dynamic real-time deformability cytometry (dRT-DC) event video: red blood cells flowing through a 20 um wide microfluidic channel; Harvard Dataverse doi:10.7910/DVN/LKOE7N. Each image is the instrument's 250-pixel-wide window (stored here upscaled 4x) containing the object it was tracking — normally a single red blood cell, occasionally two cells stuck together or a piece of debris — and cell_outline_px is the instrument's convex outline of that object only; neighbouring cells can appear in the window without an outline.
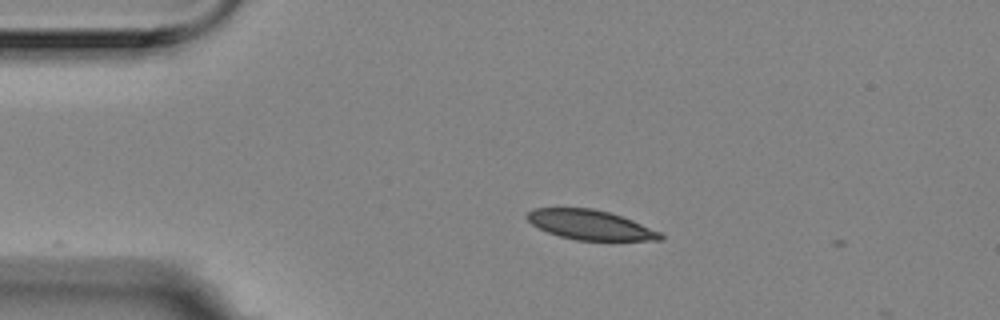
{"species": "Egyptian fruit bat (a non-hibernating species)", "species_latin": "Rousettus aegyptiacus", "temperature_condition": "room temperature", "stored_images_in_passage": 15, "camera_frame_rate_fps": 3000, "um_per_image_px": 0.085, "animal": {"sex": "female"}, "frame": {"image": 1, "passage_image": 1, "time_ms": 0.0, "image_size_px": [1000, 320], "cell_outline_px": [[664, 240], [576, 240], [560, 236], [548, 232], [532, 224], [524, 216], [528, 212], [536, 208], [592, 208], [608, 212], [632, 220], [660, 232], [664, 236]], "centroid_in_image_um": [50.16, 19.11], "position_along_channel_um": 34.8, "area_um2": 22.77}}
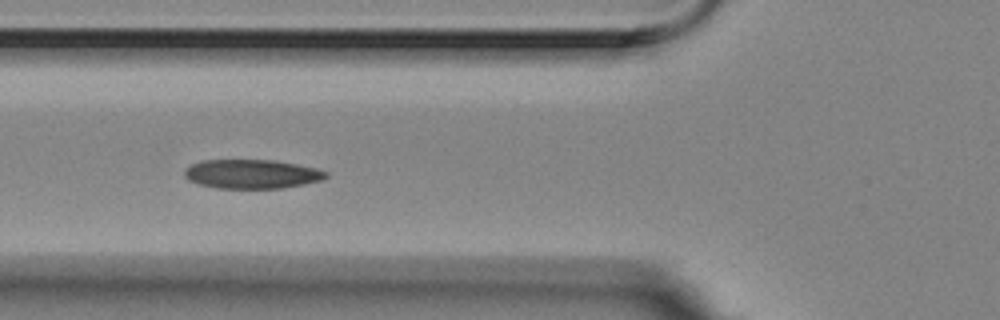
{"frame": {"image": 2, "passage_image": 10, "time_ms": 3.0, "image_size_px": [1000, 320], "cell_outline_px": [[328, 176], [320, 180], [304, 184], [280, 188], [216, 188], [200, 184], [188, 180], [184, 176], [184, 172], [192, 164], [204, 160], [276, 160], [316, 168], [328, 172]], "centroid_in_image_um": [21.41, 14.79], "position_along_channel_um": 104.4, "area_um2": 23.81}}
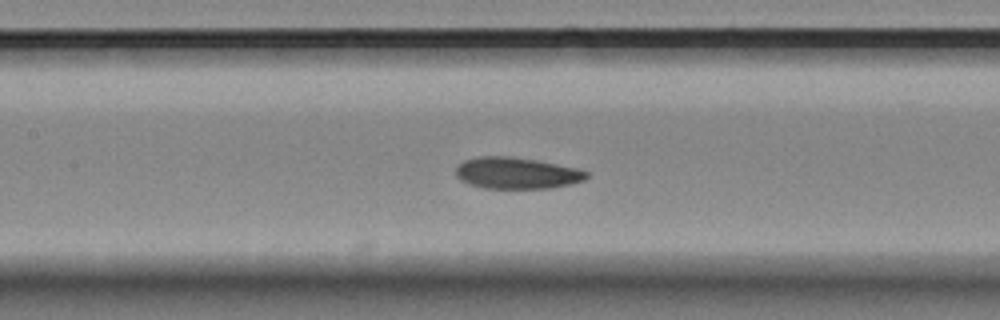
{"frame": {"image": 3, "passage_image": 15, "time_ms": 4.667, "image_size_px": [1000, 320], "cell_outline_px": [[588, 176], [584, 180], [572, 184], [552, 188], [484, 188], [468, 184], [460, 180], [456, 176], [456, 168], [464, 160], [480, 156], [508, 156], [532, 160], [576, 168], [588, 172]], "centroid_in_image_um": [43.89, 14.72], "position_along_channel_um": 163.5, "area_um2": 23.76}}